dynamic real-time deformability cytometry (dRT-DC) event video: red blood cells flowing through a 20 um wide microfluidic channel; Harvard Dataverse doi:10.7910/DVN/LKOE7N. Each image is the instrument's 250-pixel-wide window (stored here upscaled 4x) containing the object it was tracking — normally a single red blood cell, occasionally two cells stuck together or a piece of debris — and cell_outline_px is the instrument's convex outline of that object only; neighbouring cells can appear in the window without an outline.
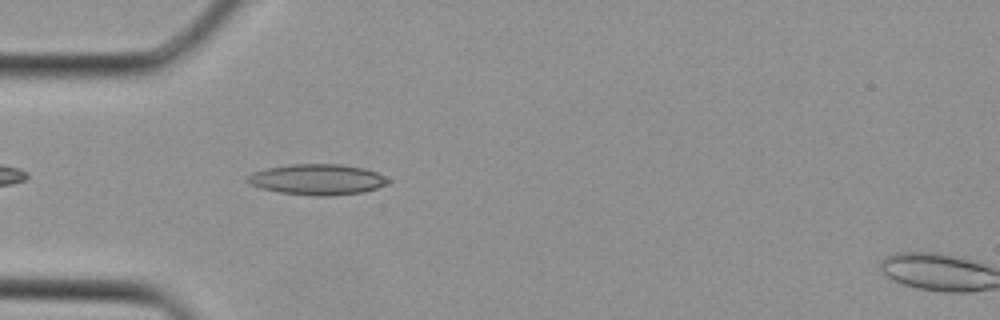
{"species": "Egyptian fruit bat (a non-hibernating species)", "species_latin": "Rousettus aegyptiacus", "temperature_condition": "cold", "stored_images_in_passage": 2, "camera_frame_rate_fps": 3000, "um_per_image_px": 0.085, "animal": {"sex": "female"}, "frame": {"image": 1, "passage_image": 1, "time_ms": 0.0, "image_size_px": [1000, 320], "cell_outline_px": [[392, 180], [376, 188], [364, 192], [332, 196], [320, 196], [280, 192], [264, 188], [252, 184], [244, 180], [252, 172], [268, 168], [288, 164], [340, 164], [364, 168], [376, 172]], "centroid_in_image_um": [26.99, 15.25], "position_along_channel_um": 58.0, "area_um2": 24.97}}